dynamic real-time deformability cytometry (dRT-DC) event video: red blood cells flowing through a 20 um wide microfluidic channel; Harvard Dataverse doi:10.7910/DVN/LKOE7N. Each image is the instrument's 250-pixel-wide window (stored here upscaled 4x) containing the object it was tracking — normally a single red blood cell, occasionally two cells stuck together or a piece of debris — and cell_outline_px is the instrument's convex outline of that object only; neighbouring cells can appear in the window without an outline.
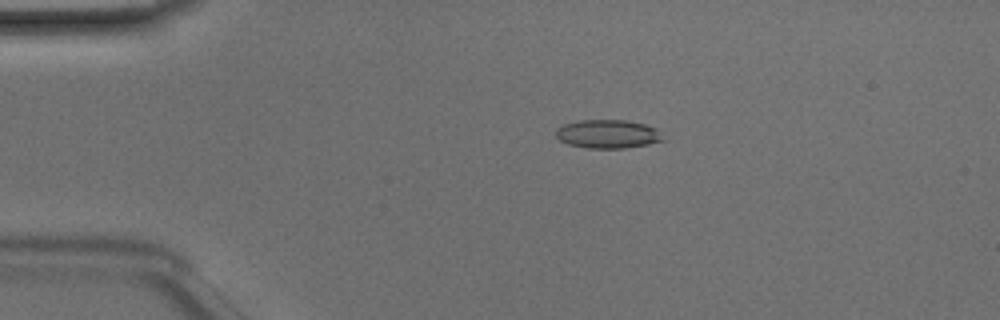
{"species": "Egyptian fruit bat (a non-hibernating species)", "species_latin": "Rousettus aegyptiacus", "temperature_condition": "room temperature", "stored_images_in_passage": 49, "camera_frame_rate_fps": 3000, "um_per_image_px": 0.085, "animal": {"sex": "male"}, "frame": {"image": 1, "passage_image": 10, "time_ms": 3.0, "image_size_px": [1000, 320], "cell_outline_px": [[664, 140], [648, 144], [624, 148], [588, 148], [568, 144], [560, 140], [556, 136], [556, 128], [564, 124], [580, 120], [628, 120], [644, 124], [656, 128]], "centroid_in_image_um": [51.64, 11.38], "position_along_channel_um": 33.4, "area_um2": 17.74}}
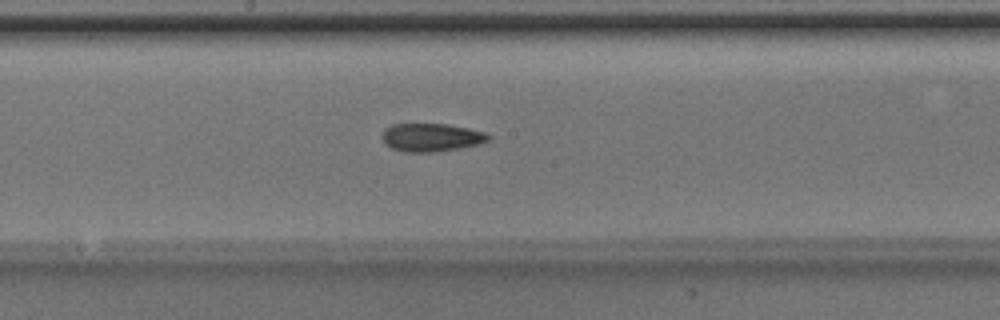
{"frame": {"image": 2, "passage_image": 26, "time_ms": 8.333, "image_size_px": [1000, 320], "cell_outline_px": [[492, 136], [488, 140], [476, 144], [460, 148], [440, 152], [404, 152], [392, 148], [384, 144], [380, 136], [384, 128], [392, 124], [448, 124], [468, 128], [484, 132]], "centroid_in_image_um": [36.6, 11.68], "position_along_channel_um": 211.6, "area_um2": 17.63}}
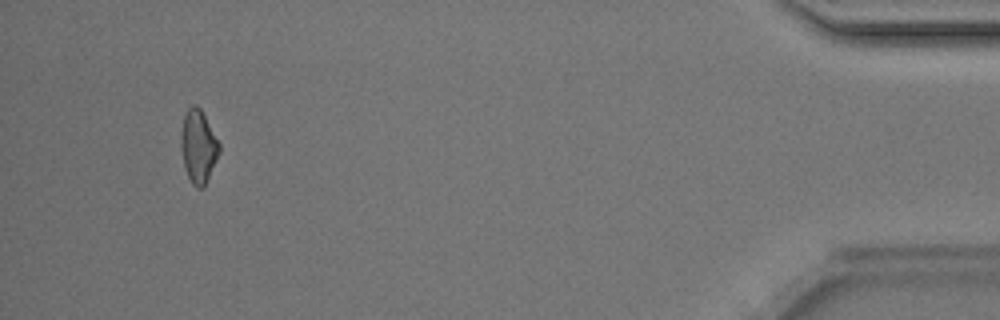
{"frame": {"image": 3, "passage_image": 46, "time_ms": 15.0, "image_size_px": [1000, 320], "cell_outline_px": [[220, 152], [204, 188], [196, 188], [192, 184], [184, 168], [180, 148], [180, 136], [184, 116], [188, 108], [192, 104], [196, 104], [200, 108], [220, 144]], "centroid_in_image_um": [16.84, 12.47], "position_along_channel_um": 418.4, "area_um2": 16.42}, "authors_computed_cell_mechanics": {"area_um2": 16.9354, "velocity_mm_per_s": 4.1737, "shape_relaxation_time_tau1_ms": 8.3544, "shape_relaxation_time_tau2_ms": null, "deformation_change_tau1": 0.1662, "deformation_change_tau2": null}}